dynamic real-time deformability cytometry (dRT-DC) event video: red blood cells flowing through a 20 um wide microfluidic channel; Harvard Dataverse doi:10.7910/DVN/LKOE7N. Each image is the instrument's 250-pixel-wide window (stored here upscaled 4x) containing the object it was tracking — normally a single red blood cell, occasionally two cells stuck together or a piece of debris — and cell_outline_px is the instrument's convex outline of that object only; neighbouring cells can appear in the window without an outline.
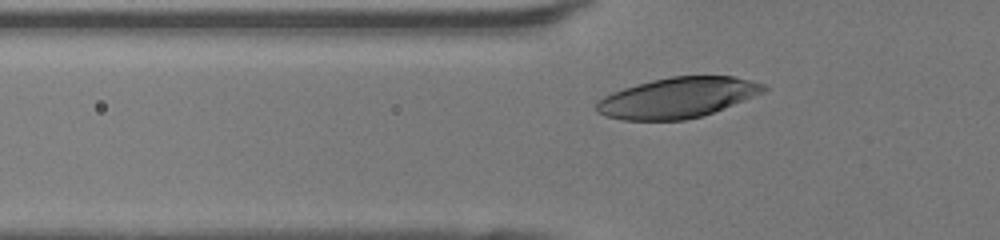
{"species": "human", "species_latin": "Homo sapiens", "temperature_condition": "room temperature", "stored_images_in_passage": 33, "camera_frame_rate_fps": 3000, "um_per_image_px": 0.085, "donor": {"sex": "female"}, "frame": {"image": 1, "passage_image": 7, "time_ms": 2.0, "image_size_px": [1000, 240], "cell_outline_px": [[768, 88], [764, 92], [724, 108], [700, 116], [684, 120], [624, 120], [604, 116], [596, 112], [596, 100], [612, 92], [624, 88], [652, 80], [672, 76], [732, 76], [752, 80], [764, 84]], "centroid_in_image_um": [57.57, 8.3], "position_along_channel_um": 68.2, "area_um2": 39.25}}
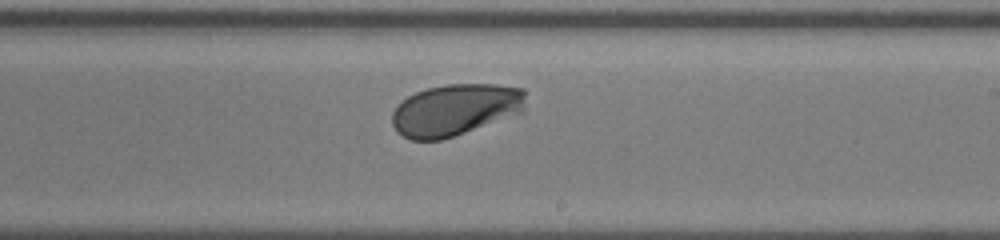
{"frame": {"image": 2, "passage_image": 20, "time_ms": 6.333, "image_size_px": [1000, 240], "cell_outline_px": [[524, 112], [440, 140], [412, 140], [396, 132], [392, 124], [392, 112], [408, 96], [416, 92], [428, 88], [448, 84], [496, 84], [524, 88]], "centroid_in_image_um": [38.7, 9.32], "position_along_channel_um": 250.3, "area_um2": 40.0}}
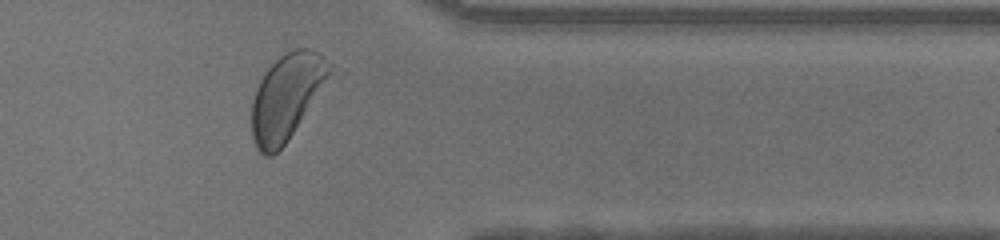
{"frame": {"image": 3, "passage_image": 30, "time_ms": 9.667, "image_size_px": [1000, 240], "cell_outline_px": [[348, 72], [284, 144], [272, 156], [264, 156], [256, 148], [252, 136], [252, 100], [256, 88], [260, 80], [268, 68], [280, 56], [296, 48], [308, 48], [316, 52]], "centroid_in_image_um": [24.68, 8.18], "position_along_channel_um": 386.7, "area_um2": 42.66}, "authors_computed_cell_mechanics": {"area_um2": 40.171, "velocity_mm_per_s": 4.2774, "shape_relaxation_time_tau1_ms": 2.4267, "shape_relaxation_time_tau2_ms": null, "deformation_change_tau1": 0.1615, "deformation_change_tau2": null}}